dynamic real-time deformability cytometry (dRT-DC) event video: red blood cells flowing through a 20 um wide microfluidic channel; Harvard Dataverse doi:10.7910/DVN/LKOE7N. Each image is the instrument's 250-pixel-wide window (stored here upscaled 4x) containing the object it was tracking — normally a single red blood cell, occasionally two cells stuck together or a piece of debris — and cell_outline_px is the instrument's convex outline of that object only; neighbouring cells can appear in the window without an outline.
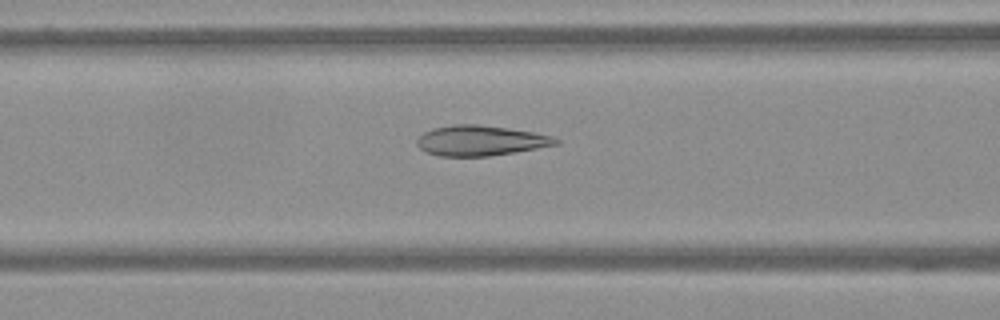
{"species": "Egyptian fruit bat (a non-hibernating species)", "species_latin": "Rousettus aegyptiacus", "temperature_condition": "warm", "stored_images_in_passage": 62, "camera_frame_rate_fps": 3000, "um_per_image_px": 0.085, "frame": {"image": 1, "passage_image": 26, "time_ms": 8.333, "image_size_px": [1000, 320], "cell_outline_px": [[560, 144], [488, 156], [440, 156], [428, 152], [420, 148], [416, 144], [416, 140], [424, 132], [432, 128], [452, 124], [476, 124], [508, 128], [532, 132], [552, 136], [560, 140]], "centroid_in_image_um": [40.82, 11.94], "position_along_channel_um": 125.8, "area_um2": 24.28}}
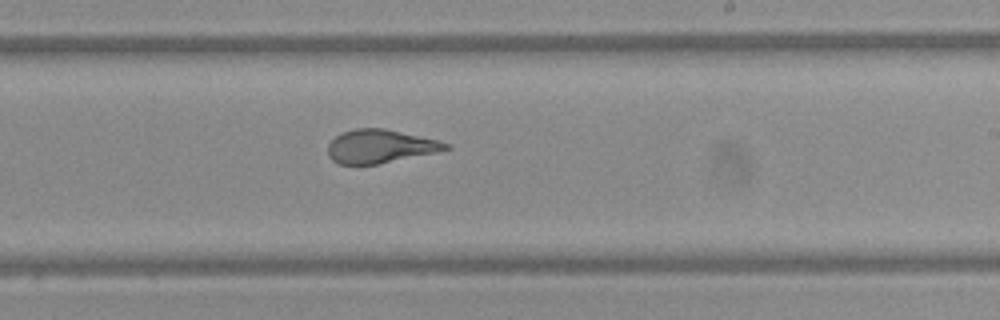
{"frame": {"image": 2, "passage_image": 38, "time_ms": 12.333, "image_size_px": [1000, 320], "cell_outline_px": [[452, 148], [436, 152], [376, 164], [340, 164], [332, 160], [328, 156], [328, 144], [336, 136], [344, 132], [356, 128], [384, 128], [436, 140], [452, 144]], "centroid_in_image_um": [32.3, 12.44], "position_along_channel_um": 256.7, "area_um2": 22.66}}
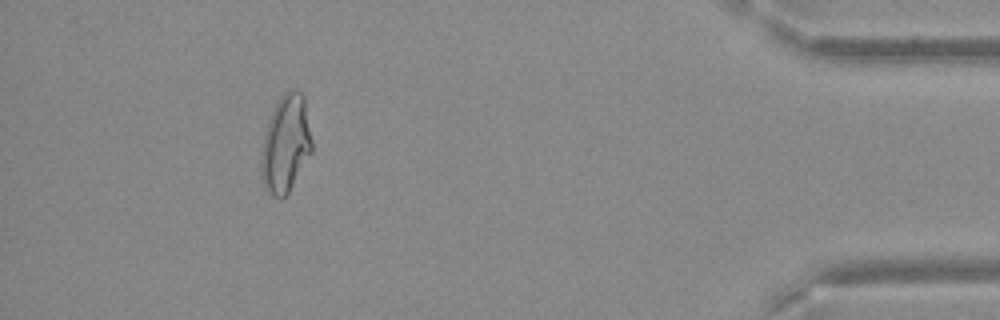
{"frame": {"image": 3, "passage_image": 57, "time_ms": 18.667, "image_size_px": [1000, 320], "cell_outline_px": [[312, 152], [288, 192], [284, 196], [272, 196], [264, 188], [260, 176], [260, 156], [264, 136], [272, 112], [280, 96], [284, 92], [296, 88], [304, 96], [312, 140]], "centroid_in_image_um": [24.27, 12.23], "position_along_channel_um": 410.9, "area_um2": 28.73}}